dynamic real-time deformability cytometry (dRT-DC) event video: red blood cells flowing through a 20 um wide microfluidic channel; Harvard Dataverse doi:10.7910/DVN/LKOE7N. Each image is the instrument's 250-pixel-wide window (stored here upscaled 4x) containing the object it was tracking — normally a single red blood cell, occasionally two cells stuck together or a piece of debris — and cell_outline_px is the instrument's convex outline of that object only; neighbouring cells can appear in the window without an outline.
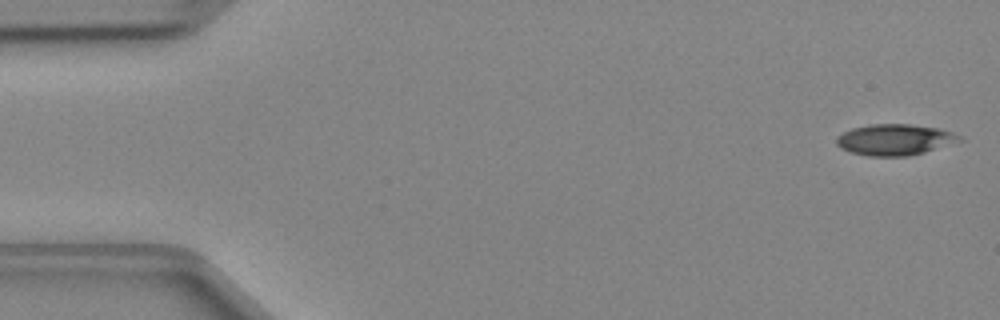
{"species": "Egyptian fruit bat (a non-hibernating species)", "species_latin": "Rousettus aegyptiacus", "temperature_condition": "cold", "stored_images_in_passage": 46, "camera_frame_rate_fps": 3000, "um_per_image_px": 0.085, "animal": {"sex": "female"}, "frame": {"image": 1, "passage_image": 1, "time_ms": 0.0, "image_size_px": [1000, 320], "cell_outline_px": [[964, 140], [924, 152], [908, 156], [868, 156], [848, 152], [840, 148], [836, 144], [836, 136], [852, 128], [868, 124], [908, 124], [940, 128], [952, 132], [960, 136]], "centroid_in_image_um": [76.03, 11.87], "position_along_channel_um": 9.0, "area_um2": 22.43}}
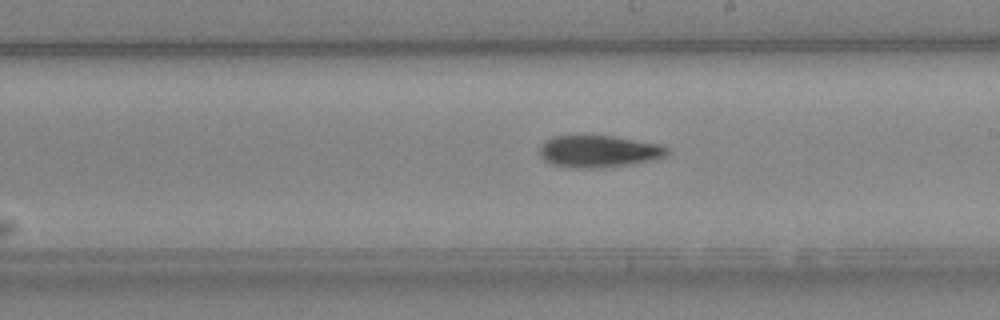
{"frame": {"image": 2, "passage_image": 26, "time_ms": 8.333, "image_size_px": [1000, 320], "cell_outline_px": [[672, 152], [668, 156], [652, 160], [628, 164], [600, 168], [576, 168], [552, 164], [544, 160], [540, 156], [540, 148], [552, 136], [612, 136], [660, 144], [668, 148]], "centroid_in_image_um": [50.95, 12.87], "position_along_channel_um": 238.1, "area_um2": 23.64}}
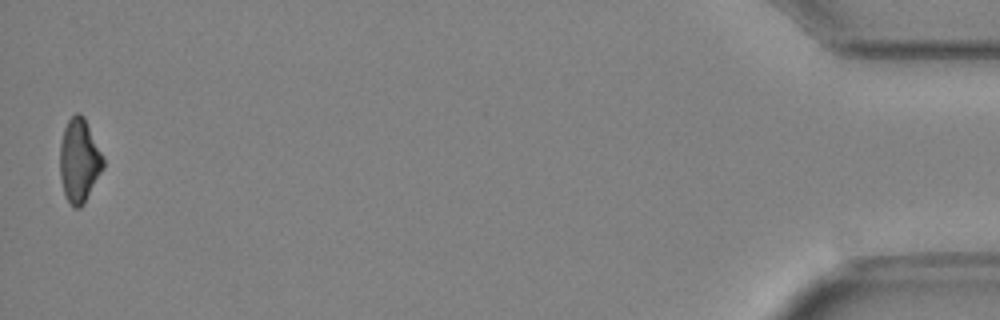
{"frame": {"image": 3, "passage_image": 46, "time_ms": 15.0, "image_size_px": [1000, 320], "cell_outline_px": [[104, 168], [84, 204], [80, 208], [72, 208], [64, 196], [60, 180], [60, 144], [64, 128], [68, 120], [76, 112], [80, 112], [84, 116], [104, 156]], "centroid_in_image_um": [6.74, 13.67], "position_along_channel_um": 428.5, "area_um2": 21.56}}